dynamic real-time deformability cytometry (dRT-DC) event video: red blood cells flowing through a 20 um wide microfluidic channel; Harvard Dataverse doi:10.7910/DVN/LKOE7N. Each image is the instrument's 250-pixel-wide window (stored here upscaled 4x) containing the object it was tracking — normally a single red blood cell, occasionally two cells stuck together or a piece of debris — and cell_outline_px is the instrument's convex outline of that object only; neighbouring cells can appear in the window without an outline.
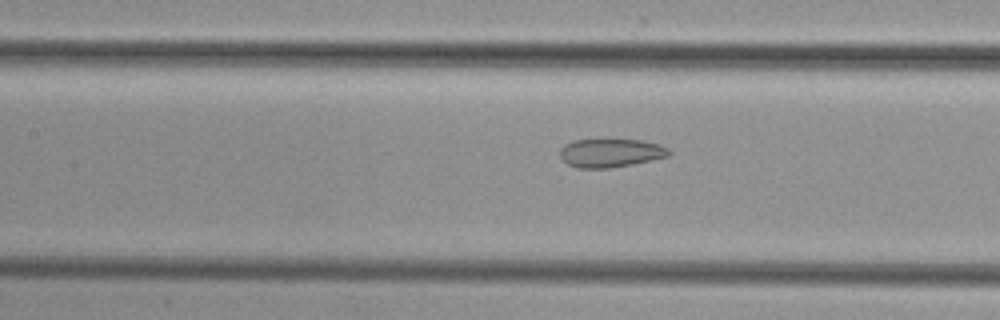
{"species": "common noctule bat (a hibernating species)", "species_latin": "Nyctalus noctula", "temperature_condition": "cold", "stored_images_in_passage": 41, "camera_frame_rate_fps": 3000, "um_per_image_px": 0.085, "animal": {"sex": "female", "body_mass_g": 29.2, "forearm_length_mm": 56.3}, "frame": {"image": 1, "passage_image": 14, "time_ms": 4.333, "image_size_px": [1000, 320], "cell_outline_px": [[672, 152], [668, 156], [652, 160], [632, 164], [608, 168], [576, 168], [560, 160], [560, 148], [564, 144], [572, 140], [644, 140], [660, 144], [668, 148]], "centroid_in_image_um": [51.88, 13.0], "position_along_channel_um": 155.5, "area_um2": 18.26}}
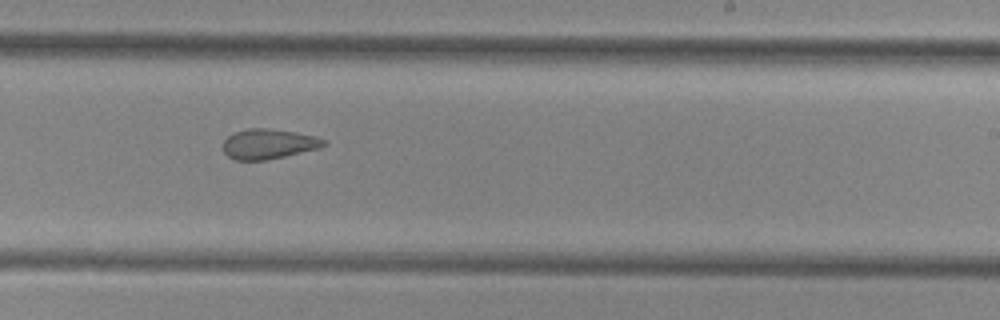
{"frame": {"image": 2, "passage_image": 22, "time_ms": 7.0, "image_size_px": [1000, 320], "cell_outline_px": [[328, 144], [320, 148], [268, 160], [236, 160], [228, 156], [224, 152], [224, 140], [228, 136], [236, 132], [248, 128], [268, 128], [316, 136], [324, 140]], "centroid_in_image_um": [22.84, 12.24], "position_along_channel_um": 266.2, "area_um2": 17.51}}
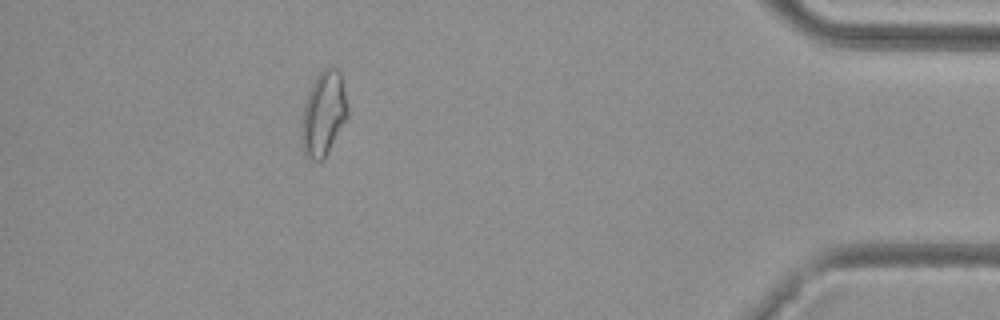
{"frame": {"image": 3, "passage_image": 36, "time_ms": 11.667, "image_size_px": [1000, 320], "cell_outline_px": [[348, 116], [324, 156], [320, 160], [312, 160], [304, 156], [300, 136], [304, 104], [308, 92], [316, 76], [324, 68], [336, 68], [340, 72], [348, 108]], "centroid_in_image_um": [27.47, 9.66], "position_along_channel_um": 407.7, "area_um2": 22.31}}